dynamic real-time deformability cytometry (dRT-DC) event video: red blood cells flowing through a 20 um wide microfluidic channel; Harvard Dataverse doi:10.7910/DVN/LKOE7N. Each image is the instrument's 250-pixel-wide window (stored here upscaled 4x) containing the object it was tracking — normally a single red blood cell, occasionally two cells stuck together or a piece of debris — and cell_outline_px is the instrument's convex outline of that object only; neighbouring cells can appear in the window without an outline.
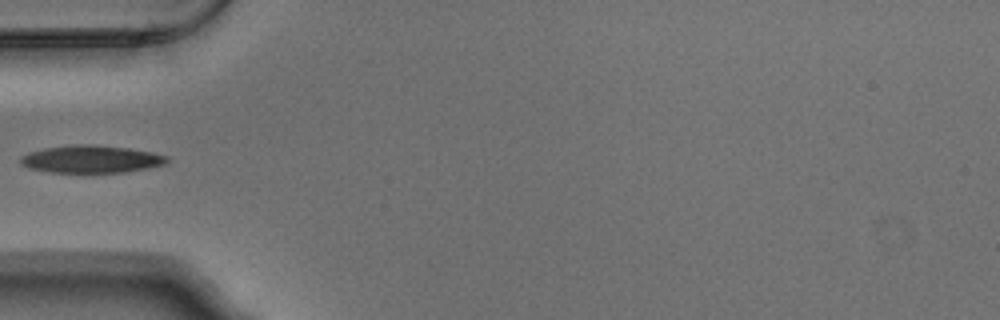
{"species": "Egyptian fruit bat (a non-hibernating species)", "species_latin": "Rousettus aegyptiacus", "temperature_condition": "warm", "stored_images_in_passage": 1, "camera_frame_rate_fps": 3000, "um_per_image_px": 0.085, "animal": {"sex": "male"}, "frame": {"image": 1, "passage_image": 1, "time_ms": 0.0, "image_size_px": [1000, 320], "cell_outline_px": [[168, 160], [164, 164], [148, 168], [124, 172], [52, 172], [28, 168], [20, 164], [20, 156], [28, 152], [44, 148], [76, 144], [92, 144], [128, 148], [152, 152], [168, 156]], "centroid_in_image_um": [7.72, 13.52], "position_along_channel_um": 77.3, "area_um2": 23.47}}